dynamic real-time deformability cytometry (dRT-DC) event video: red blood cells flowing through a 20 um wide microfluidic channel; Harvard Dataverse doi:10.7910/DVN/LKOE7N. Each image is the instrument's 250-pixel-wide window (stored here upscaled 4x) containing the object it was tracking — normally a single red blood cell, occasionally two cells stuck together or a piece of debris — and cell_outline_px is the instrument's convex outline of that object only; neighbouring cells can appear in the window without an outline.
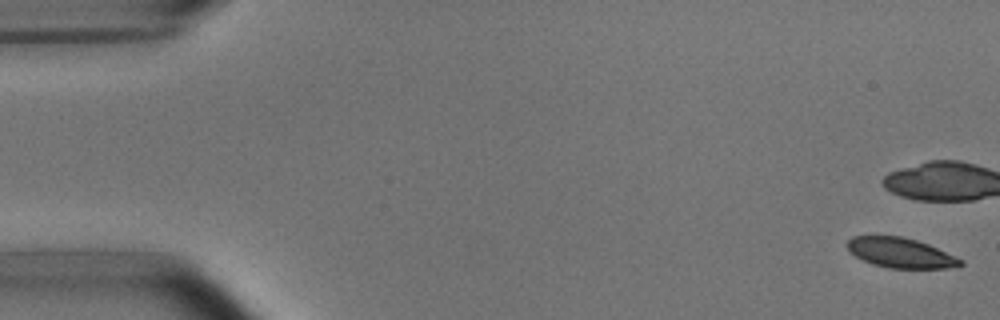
{"species": "common noctule bat (a hibernating species)", "species_latin": "Nyctalus noctula", "temperature_condition": "room temperature", "stored_images_in_passage": 53, "camera_frame_rate_fps": 3000, "um_per_image_px": 0.085, "animal": {"sex": "male", "body_mass_g": 15.6}, "frame": {"image": 1, "passage_image": 1, "time_ms": 0.0, "image_size_px": [1000, 320], "cell_outline_px": [[964, 264], [948, 268], [888, 268], [872, 264], [848, 252], [844, 244], [852, 236], [900, 236], [916, 240], [928, 244], [964, 260]], "centroid_in_image_um": [76.51, 21.49], "position_along_channel_um": 8.5, "area_um2": 19.83}}